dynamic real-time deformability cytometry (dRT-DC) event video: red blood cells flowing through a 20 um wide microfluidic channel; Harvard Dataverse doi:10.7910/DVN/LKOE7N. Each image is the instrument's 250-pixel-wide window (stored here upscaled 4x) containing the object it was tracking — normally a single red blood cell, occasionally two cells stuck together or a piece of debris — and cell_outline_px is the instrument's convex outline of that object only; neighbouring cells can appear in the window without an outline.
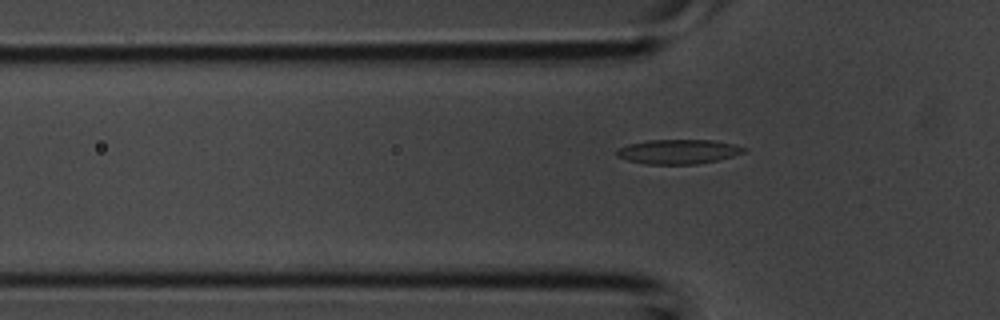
{"species": "common noctule bat (a hibernating species)", "species_latin": "Nyctalus noctula", "temperature_condition": "room temperature", "stored_images_in_passage": 6, "camera_frame_rate_fps": 3000, "um_per_image_px": 0.085, "animal": {"sex": "male", "body_mass_g": 20.1, "forearm_length_mm": 53.5}, "frame": {"image": 1, "passage_image": 6, "time_ms": 1.667, "image_size_px": [1000, 320], "cell_outline_px": [[748, 148], [744, 152], [732, 156], [716, 160], [696, 164], [644, 164], [628, 160], [616, 156], [616, 152], [620, 148], [628, 144], [648, 140], [712, 140], [732, 144]], "centroid_in_image_um": [57.64, 12.89], "position_along_channel_um": 68.2, "area_um2": 17.98}}